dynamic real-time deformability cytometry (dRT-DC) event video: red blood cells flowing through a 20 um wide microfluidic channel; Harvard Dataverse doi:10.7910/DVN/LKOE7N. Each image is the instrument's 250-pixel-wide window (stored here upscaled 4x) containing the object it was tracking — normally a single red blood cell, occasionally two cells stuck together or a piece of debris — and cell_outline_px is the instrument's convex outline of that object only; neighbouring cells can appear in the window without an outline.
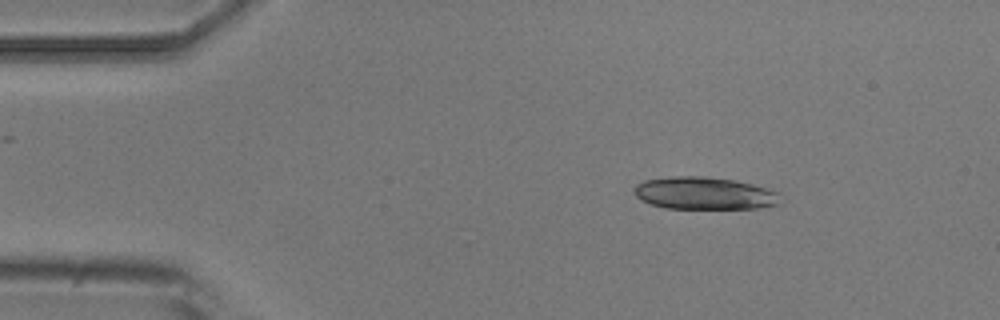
{"species": "common noctule bat (a hibernating species)", "species_latin": "Nyctalus noctula", "temperature_condition": "room temperature", "stored_images_in_passage": 5, "camera_frame_rate_fps": 3000, "um_per_image_px": 0.085, "animal": {"sex": "male", "body_mass_g": 20.5, "forearm_length_mm": 52.5}, "frame": {"image": 1, "passage_image": 3, "time_ms": 2.333, "image_size_px": [1000, 320], "cell_outline_px": [[780, 204], [760, 208], [664, 208], [640, 200], [636, 196], [632, 188], [636, 184], [644, 180], [676, 176], [708, 176], [736, 180], [768, 188], [780, 192]], "centroid_in_image_um": [59.89, 16.42], "position_along_channel_um": 25.1, "area_um2": 27.92}}